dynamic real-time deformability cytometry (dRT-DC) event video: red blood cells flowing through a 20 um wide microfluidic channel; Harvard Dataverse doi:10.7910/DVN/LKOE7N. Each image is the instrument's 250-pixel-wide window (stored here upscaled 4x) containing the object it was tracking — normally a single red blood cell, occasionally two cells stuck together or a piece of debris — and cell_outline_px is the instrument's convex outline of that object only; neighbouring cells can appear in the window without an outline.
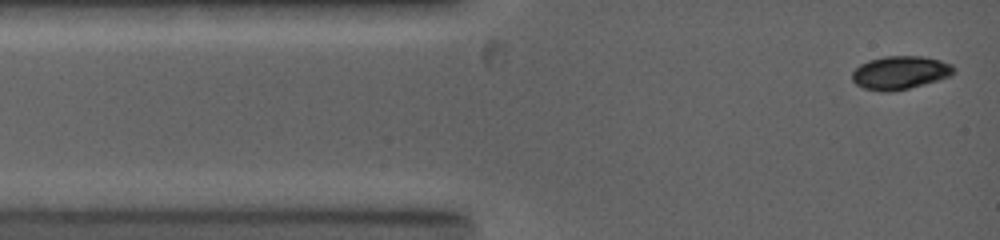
{"species": "common noctule bat (a hibernating species)", "species_latin": "Nyctalus noctula", "temperature_condition": "warm", "stored_images_in_passage": 48, "camera_frame_rate_fps": 5000, "um_per_image_px": 0.085, "animal": {"sex": "female", "body_mass_g": 19.0, "forearm_length_mm": 53.3}, "frame": {"image": 1, "passage_image": 1, "time_ms": 0.0, "image_size_px": [1000, 240], "cell_outline_px": [[956, 68], [948, 76], [924, 84], [908, 88], [888, 92], [880, 92], [864, 88], [856, 84], [852, 80], [852, 72], [860, 64], [868, 60], [884, 56], [924, 56], [940, 60], [952, 64]], "centroid_in_image_um": [76.47, 6.16], "position_along_channel_um": 8.5, "area_um2": 19.65}}
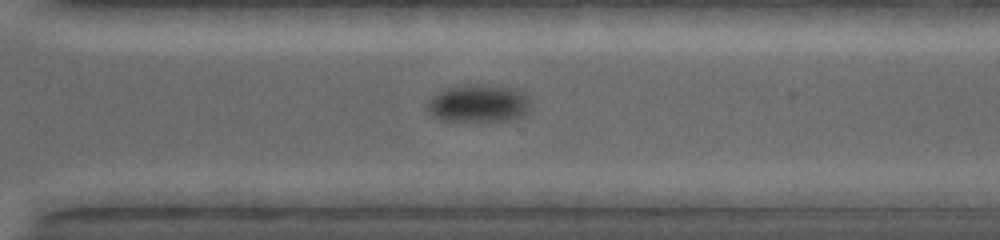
{"frame": {"image": 2, "passage_image": 31, "time_ms": 8.4, "image_size_px": [1000, 240], "cell_outline_px": [[528, 112], [520, 116], [504, 120], [444, 120], [436, 116], [428, 108], [428, 100], [436, 92], [444, 88], [468, 84], [500, 84], [516, 88], [528, 92]], "centroid_in_image_um": [40.72, 8.72], "position_along_channel_um": 329.9, "area_um2": 22.72}}
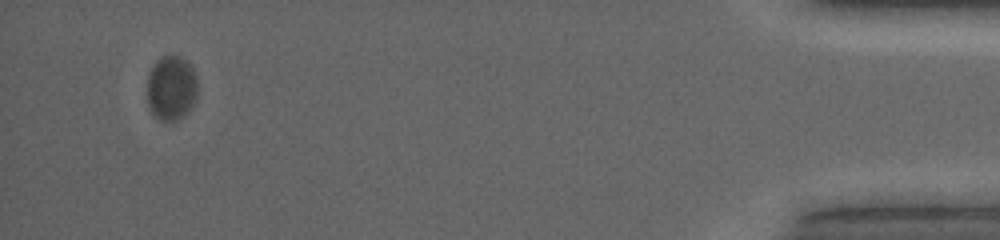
{"frame": {"image": 3, "passage_image": 44, "time_ms": 13.8, "image_size_px": [1000, 240], "cell_outline_px": [[196, 96], [192, 108], [180, 120], [164, 120], [156, 116], [152, 112], [148, 104], [148, 76], [156, 60], [160, 56], [180, 56], [188, 60], [196, 72]], "centroid_in_image_um": [14.59, 7.45], "position_along_channel_um": 420.6, "area_um2": 19.07}, "authors_computed_cell_mechanics": {"area_um2": 22.7443, "velocity_mm_per_s": 3.7056, "shape_relaxation_time_tau1_ms": 1.099, "shape_relaxation_time_tau2_ms": null, "deformation_change_tau1": 0.0545, "deformation_change_tau2": null}}